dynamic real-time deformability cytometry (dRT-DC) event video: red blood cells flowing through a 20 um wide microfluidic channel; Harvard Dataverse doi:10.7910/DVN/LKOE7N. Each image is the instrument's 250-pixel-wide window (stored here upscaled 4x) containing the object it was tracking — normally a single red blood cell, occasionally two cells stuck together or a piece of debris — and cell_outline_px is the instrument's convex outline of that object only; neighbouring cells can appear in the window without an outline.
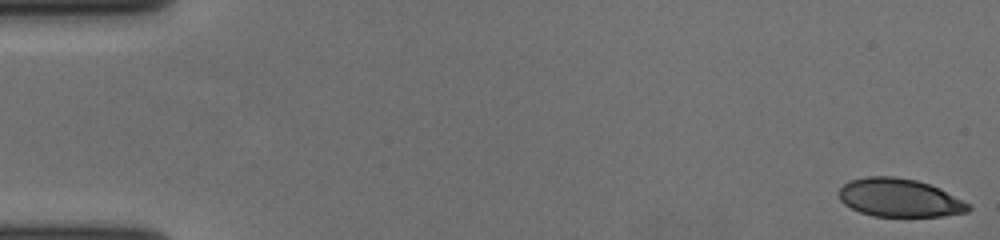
{"species": "human", "species_latin": "Homo sapiens", "temperature_condition": "cold", "stored_images_in_passage": 57, "camera_frame_rate_fps": 3000, "um_per_image_px": 0.085, "donor": {"sex": "female"}, "frame": {"image": 1, "passage_image": 1, "time_ms": 0.0, "image_size_px": [1000, 240], "cell_outline_px": [[972, 208], [968, 212], [944, 216], [872, 216], [860, 212], [844, 204], [840, 200], [840, 188], [844, 184], [852, 180], [868, 176], [896, 176], [916, 180], [940, 188], [972, 204]], "centroid_in_image_um": [76.51, 16.82], "position_along_channel_um": 8.5, "area_um2": 28.96}}
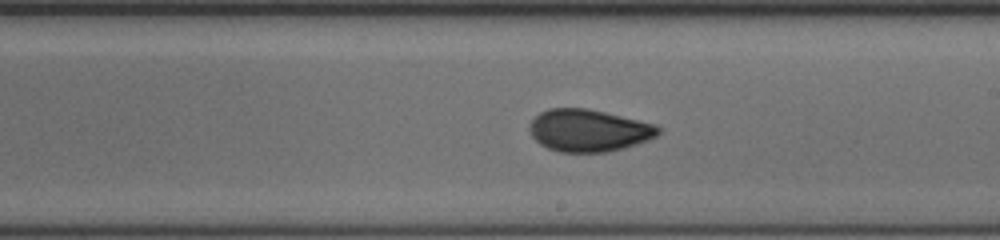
{"frame": {"image": 2, "passage_image": 33, "time_ms": 10.667, "image_size_px": [1000, 240], "cell_outline_px": [[660, 132], [656, 136], [648, 140], [624, 148], [608, 152], [560, 152], [548, 148], [540, 144], [532, 136], [528, 128], [532, 120], [540, 112], [548, 108], [588, 108], [656, 124], [660, 128]], "centroid_in_image_um": [50.03, 11.09], "position_along_channel_um": 239.0, "area_um2": 31.73}}
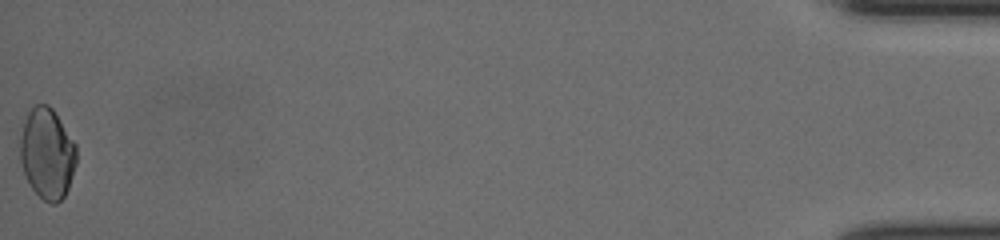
{"frame": {"image": 3, "passage_image": 57, "time_ms": 18.667, "image_size_px": [1000, 240], "cell_outline_px": [[76, 164], [68, 188], [64, 196], [56, 204], [52, 204], [44, 200], [32, 188], [24, 172], [20, 160], [20, 140], [24, 120], [28, 112], [36, 104], [48, 104], [52, 108], [76, 144]], "centroid_in_image_um": [4.01, 13.04], "position_along_channel_um": 431.2, "area_um2": 29.59}, "authors_computed_cell_mechanics": {"area_um2": 30.5762, "velocity_mm_per_s": 3.6434, "shape_relaxation_time_tau1_ms": null, "shape_relaxation_time_tau2_ms": 1.3735, "deformation_change_tau1": null, "deformation_change_tau2": 0.0504}}